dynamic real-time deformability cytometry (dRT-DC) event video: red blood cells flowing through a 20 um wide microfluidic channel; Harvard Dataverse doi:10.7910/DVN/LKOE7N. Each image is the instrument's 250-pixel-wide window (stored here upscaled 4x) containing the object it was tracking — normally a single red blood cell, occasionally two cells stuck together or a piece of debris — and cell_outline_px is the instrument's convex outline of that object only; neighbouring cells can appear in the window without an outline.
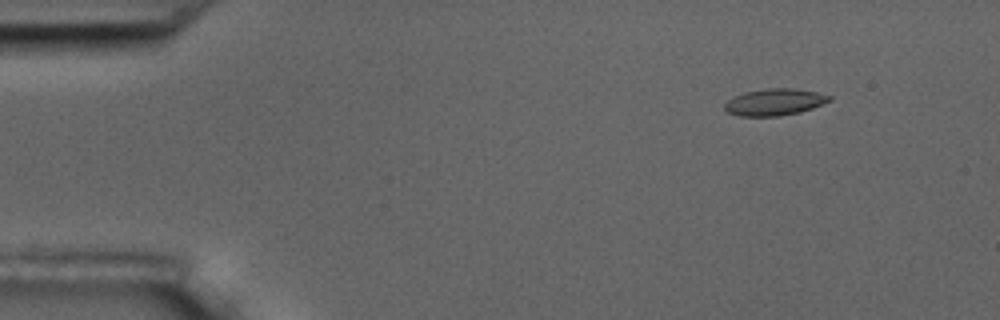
{"species": "common noctule bat (a hibernating species)", "species_latin": "Nyctalus noctula", "temperature_condition": "room temperature", "stored_images_in_passage": 4, "camera_frame_rate_fps": 3000, "um_per_image_px": 0.085, "animal": {"sex": "male", "body_mass_g": 17.5, "forearm_length_mm": 52.3}, "frame": {"image": 1, "passage_image": 1, "time_ms": 0.0, "image_size_px": [1000, 320], "cell_outline_px": [[832, 100], [812, 108], [800, 112], [780, 116], [740, 116], [728, 112], [724, 108], [724, 104], [728, 100], [744, 92], [768, 88], [796, 88], [816, 92], [832, 96]], "centroid_in_image_um": [65.86, 8.67], "position_along_channel_um": 19.1, "area_um2": 16.3}}
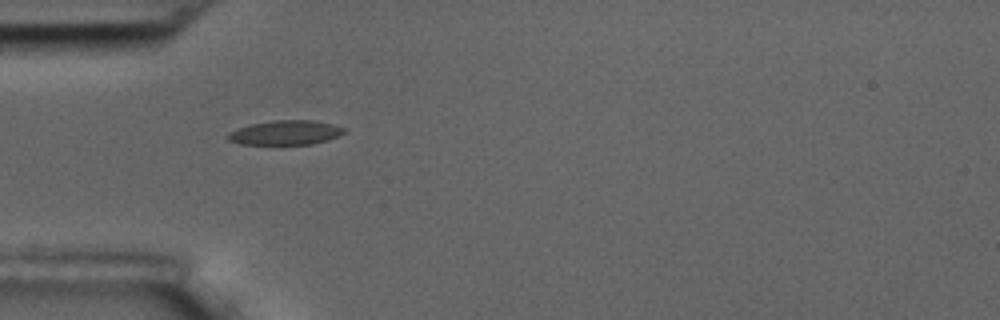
{"frame": {"image": 2, "passage_image": 4, "time_ms": 3.667, "image_size_px": [1000, 320], "cell_outline_px": [[344, 132], [328, 140], [312, 144], [240, 144], [228, 140], [228, 132], [252, 124], [272, 120], [312, 120], [332, 124], [344, 128]], "centroid_in_image_um": [24.25, 11.27], "position_along_channel_um": 60.7, "area_um2": 16.3}}